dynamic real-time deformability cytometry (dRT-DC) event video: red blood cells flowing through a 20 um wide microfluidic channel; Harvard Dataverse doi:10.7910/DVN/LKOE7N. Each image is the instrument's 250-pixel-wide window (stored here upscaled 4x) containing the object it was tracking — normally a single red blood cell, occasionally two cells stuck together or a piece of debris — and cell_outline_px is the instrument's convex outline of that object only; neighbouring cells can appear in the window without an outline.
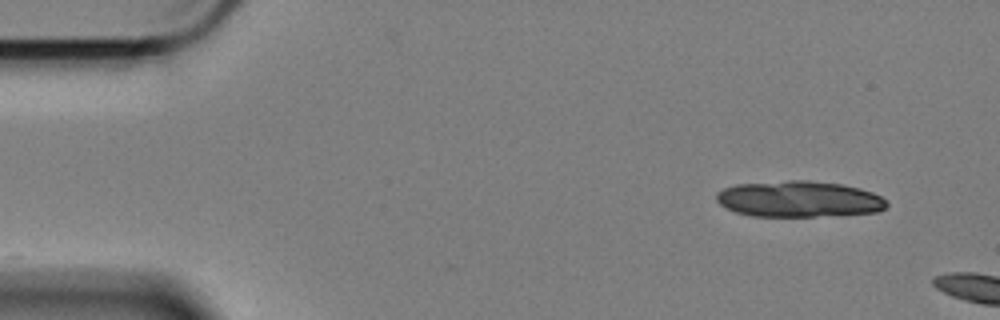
{"species": "Egyptian fruit bat (a non-hibernating species)", "species_latin": "Rousettus aegyptiacus", "temperature_condition": "cold", "stored_images_in_passage": 5, "camera_frame_rate_fps": 3000, "um_per_image_px": 0.085, "animal": {"sex": "female"}, "frame": {"image": 1, "passage_image": 1, "time_ms": 0.0, "image_size_px": [1000, 320], "cell_outline_px": [[888, 204], [884, 208], [876, 212], [816, 216], [752, 216], [736, 212], [720, 204], [716, 200], [716, 192], [724, 188], [736, 184], [792, 180], [808, 180], [844, 184], [860, 188], [872, 192], [880, 196]], "centroid_in_image_um": [67.89, 16.91], "position_along_channel_um": 17.1, "area_um2": 35.72}}